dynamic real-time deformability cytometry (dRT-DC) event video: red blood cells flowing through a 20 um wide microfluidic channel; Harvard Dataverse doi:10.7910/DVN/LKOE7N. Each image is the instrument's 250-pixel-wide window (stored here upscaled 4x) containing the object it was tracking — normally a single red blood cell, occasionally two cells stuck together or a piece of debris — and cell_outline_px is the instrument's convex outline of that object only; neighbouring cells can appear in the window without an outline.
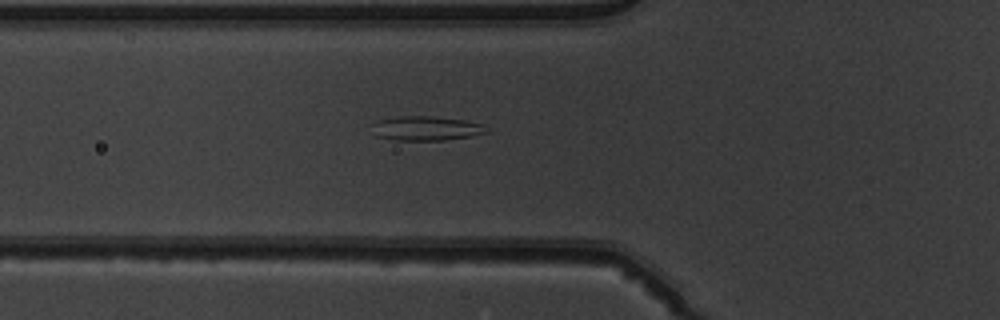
{"species": "common noctule bat (a hibernating species)", "species_latin": "Nyctalus noctula", "temperature_condition": "warm", "stored_images_in_passage": 34, "camera_frame_rate_fps": 3000, "um_per_image_px": 0.085, "animal": {"sex": "male", "body_mass_g": 19.5, "forearm_length_mm": 54.6}, "frame": {"image": 1, "passage_image": 2, "time_ms": 0.333, "image_size_px": [1000, 320], "cell_outline_px": [[488, 132], [468, 136], [444, 140], [392, 140], [376, 136], [372, 124], [380, 120], [400, 116], [432, 116], [464, 120], [484, 124]], "centroid_in_image_um": [36.21, 10.91], "position_along_channel_um": 89.6, "area_um2": 16.07}}
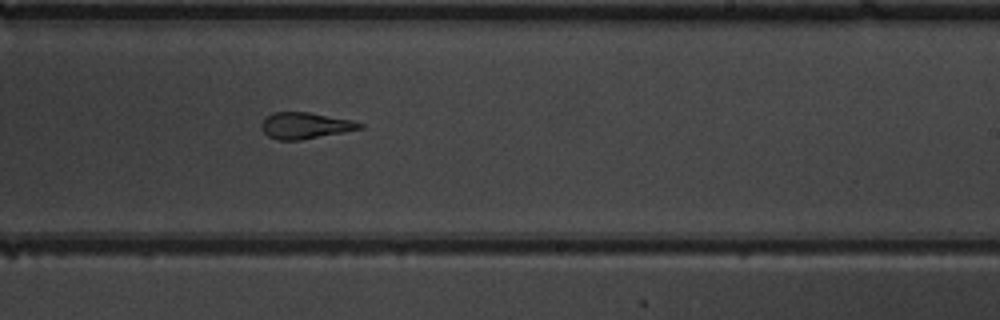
{"frame": {"image": 2, "passage_image": 15, "time_ms": 4.667, "image_size_px": [1000, 320], "cell_outline_px": [[364, 128], [344, 132], [300, 140], [276, 140], [268, 136], [260, 128], [260, 124], [272, 112], [308, 112], [352, 120], [364, 124]], "centroid_in_image_um": [25.93, 10.68], "position_along_channel_um": 263.1, "area_um2": 15.09}}
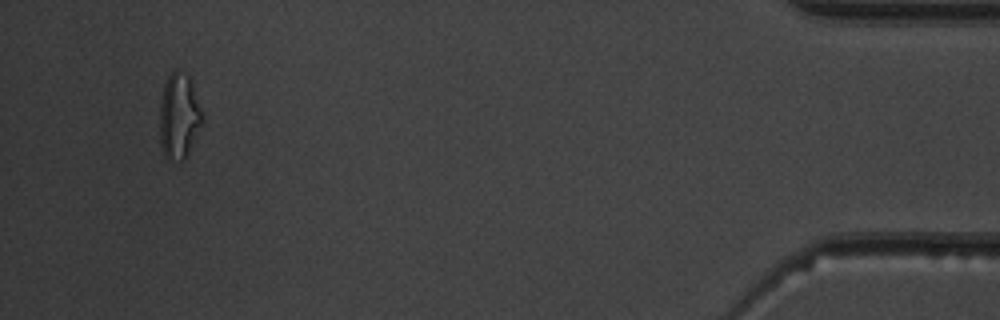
{"frame": {"image": 3, "passage_image": 32, "time_ms": 10.333, "image_size_px": [1000, 320], "cell_outline_px": [[204, 120], [184, 160], [168, 160], [164, 156], [160, 148], [160, 100], [164, 84], [172, 68], [180, 68], [188, 76], [192, 84]], "centroid_in_image_um": [15.19, 9.85], "position_along_channel_um": 420.0, "area_um2": 21.39}}